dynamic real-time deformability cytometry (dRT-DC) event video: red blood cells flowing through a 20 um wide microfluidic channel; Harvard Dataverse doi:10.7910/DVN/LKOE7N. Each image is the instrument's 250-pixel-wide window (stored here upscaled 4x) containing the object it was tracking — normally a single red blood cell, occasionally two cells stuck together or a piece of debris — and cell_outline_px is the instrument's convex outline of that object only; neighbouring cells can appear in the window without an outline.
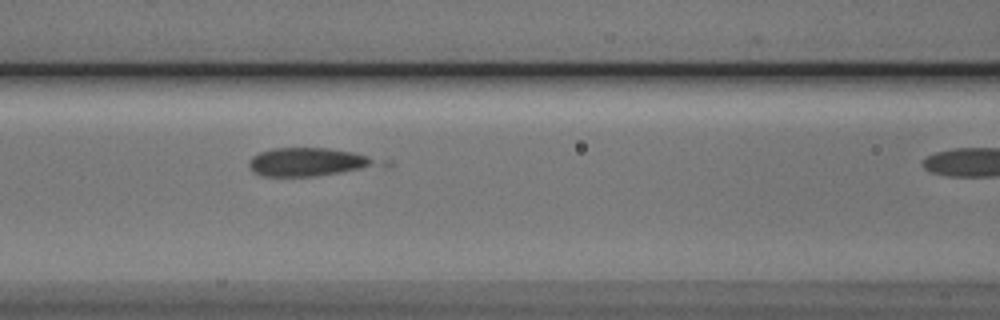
{"species": "Egyptian fruit bat (a non-hibernating species)", "species_latin": "Rousettus aegyptiacus", "temperature_condition": "cold", "stored_images_in_passage": 9, "camera_frame_rate_fps": 3000, "um_per_image_px": 0.085, "animal": {"sex": "male"}, "frame": {"image": 1, "passage_image": 8, "time_ms": 2.333, "image_size_px": [1000, 320], "cell_outline_px": [[396, 164], [392, 168], [316, 176], [260, 176], [252, 172], [248, 164], [252, 156], [260, 152], [272, 148], [328, 148], [352, 152], [392, 160]], "centroid_in_image_um": [26.65, 13.8], "position_along_channel_um": 140.0, "area_um2": 23.18}}